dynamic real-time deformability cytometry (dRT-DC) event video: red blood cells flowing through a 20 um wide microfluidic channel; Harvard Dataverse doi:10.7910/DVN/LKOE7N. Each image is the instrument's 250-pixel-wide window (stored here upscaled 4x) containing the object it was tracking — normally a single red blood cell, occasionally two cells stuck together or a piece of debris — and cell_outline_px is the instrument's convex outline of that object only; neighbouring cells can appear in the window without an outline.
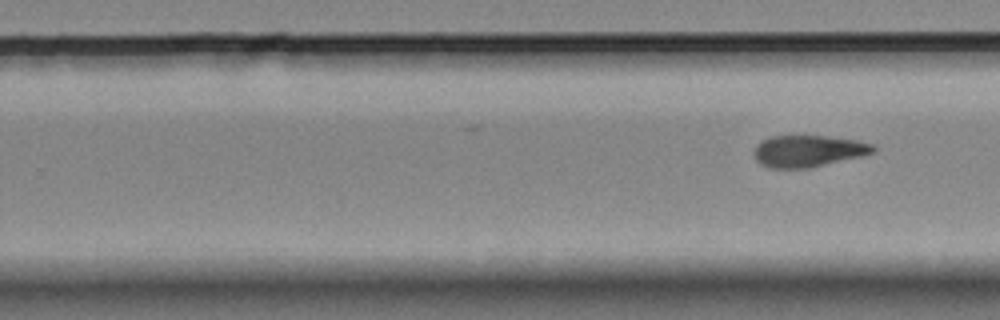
{"species": "Egyptian fruit bat (a non-hibernating species)", "species_latin": "Rousettus aegyptiacus", "temperature_condition": "room temperature", "stored_images_in_passage": 11, "segment_of_instrument_passage": [2, 2], "camera_frame_rate_fps": 3000, "um_per_image_px": 0.085, "animal": {"sex": "female"}, "frame": {"image": 1, "passage_image": 11, "time_ms": 3.333, "image_size_px": [1000, 320], "cell_outline_px": [[876, 152], [860, 156], [808, 168], [768, 168], [760, 164], [756, 160], [752, 152], [756, 144], [768, 136], [828, 136], [856, 140], [872, 144], [876, 148]], "centroid_in_image_um": [68.64, 12.83], "position_along_channel_um": 261.2, "area_um2": 22.08}}